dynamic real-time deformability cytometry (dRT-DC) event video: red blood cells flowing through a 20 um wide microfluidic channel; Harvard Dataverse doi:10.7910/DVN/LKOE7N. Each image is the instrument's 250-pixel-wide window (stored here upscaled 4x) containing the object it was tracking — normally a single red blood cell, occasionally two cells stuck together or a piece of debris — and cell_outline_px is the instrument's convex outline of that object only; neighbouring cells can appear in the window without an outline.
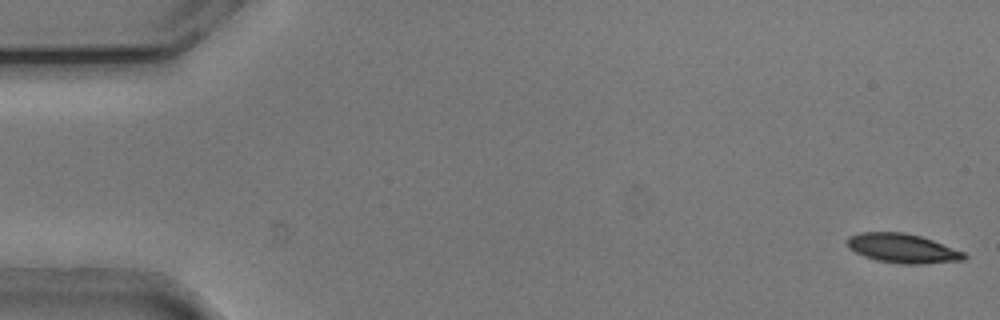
{"species": "common noctule bat (a hibernating species)", "species_latin": "Nyctalus noctula", "temperature_condition": "cold", "stored_images_in_passage": 53, "camera_frame_rate_fps": 3000, "um_per_image_px": 0.085, "animal": {"sex": "male", "body_mass_g": 20.5, "forearm_length_mm": 52.5}, "frame": {"image": 1, "passage_image": 1, "time_ms": 0.0, "image_size_px": [1000, 320], "cell_outline_px": [[968, 256], [964, 260], [920, 264], [900, 264], [876, 260], [864, 256], [848, 248], [848, 236], [860, 232], [904, 232], [920, 236], [932, 240], [964, 252]], "centroid_in_image_um": [76.71, 21.11], "position_along_channel_um": 8.3, "area_um2": 19.88}}
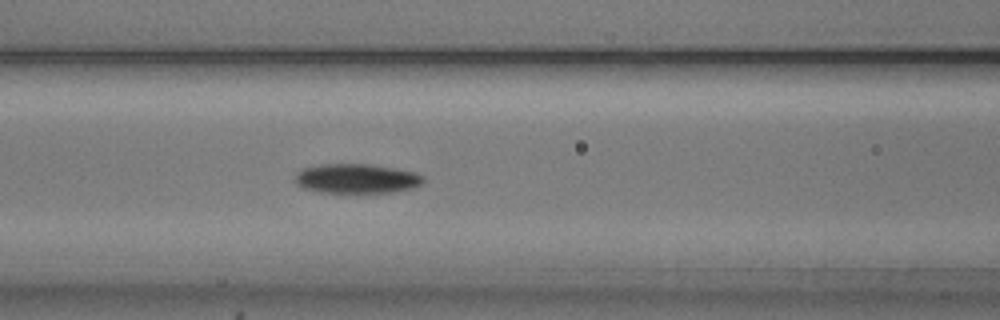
{"frame": {"image": 2, "passage_image": 22, "time_ms": 7.0, "image_size_px": [1000, 320], "cell_outline_px": [[424, 180], [420, 184], [412, 188], [392, 192], [356, 196], [320, 192], [304, 188], [296, 184], [292, 180], [296, 172], [300, 168], [324, 164], [368, 164], [416, 172], [424, 176]], "centroid_in_image_um": [30.25, 15.23], "position_along_channel_um": 136.3, "area_um2": 23.12}}
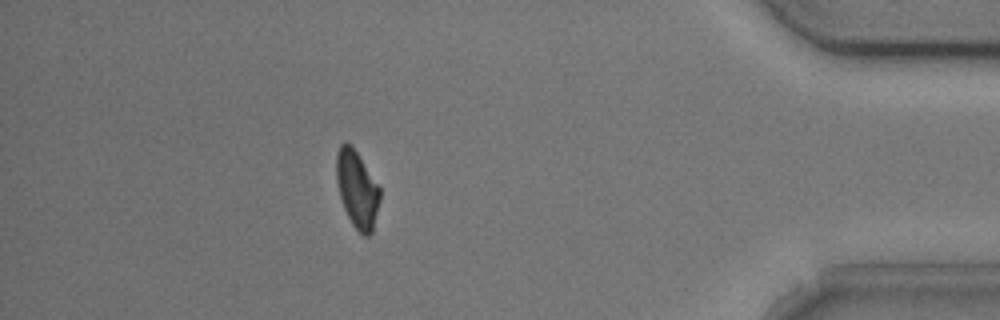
{"frame": {"image": 3, "passage_image": 47, "time_ms": 15.333, "image_size_px": [1000, 320], "cell_outline_px": [[380, 200], [372, 232], [368, 236], [364, 236], [352, 224], [344, 208], [340, 196], [336, 180], [336, 156], [340, 144], [348, 144], [356, 152], [380, 188]], "centroid_in_image_um": [30.35, 16.12], "position_along_channel_um": 404.9, "area_um2": 19.07}, "authors_computed_cell_mechanics": {"area_um2": 20.519, "velocity_mm_per_s": 3.773, "shape_relaxation_time_tau1_ms": 2.9085, "shape_relaxation_time_tau2_ms": null, "deformation_change_tau1": 0.1189, "deformation_change_tau2": null}}